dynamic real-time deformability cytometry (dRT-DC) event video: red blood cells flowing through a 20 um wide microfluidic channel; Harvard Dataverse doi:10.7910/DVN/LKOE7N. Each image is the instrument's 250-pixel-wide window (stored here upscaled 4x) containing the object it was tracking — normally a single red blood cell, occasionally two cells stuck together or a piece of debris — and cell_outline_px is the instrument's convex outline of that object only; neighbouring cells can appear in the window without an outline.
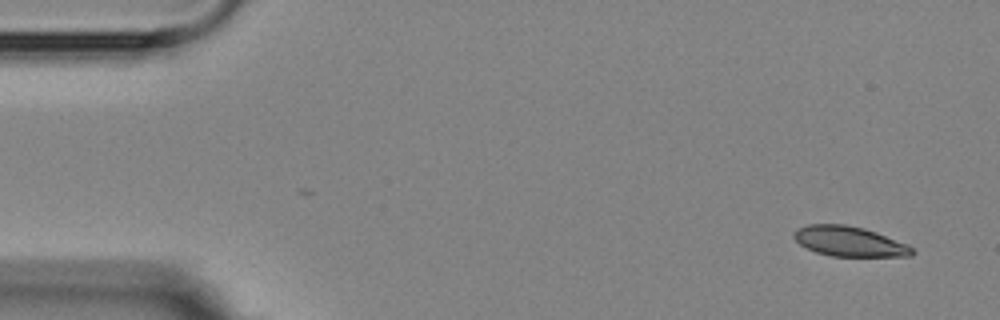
{"species": "Egyptian fruit bat (a non-hibernating species)", "species_latin": "Rousettus aegyptiacus", "temperature_condition": "room temperature", "stored_images_in_passage": 2, "camera_frame_rate_fps": 3000, "um_per_image_px": 0.085, "animal": {"sex": "female"}, "frame": {"image": 1, "passage_image": 2, "time_ms": 1.0, "image_size_px": [1000, 320], "cell_outline_px": [[916, 252], [912, 256], [832, 256], [816, 252], [800, 244], [792, 236], [792, 232], [796, 228], [808, 224], [844, 224], [864, 228], [876, 232], [908, 244]], "centroid_in_image_um": [72.18, 20.51], "position_along_channel_um": 12.8, "area_um2": 20.75}}